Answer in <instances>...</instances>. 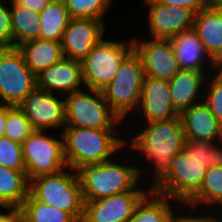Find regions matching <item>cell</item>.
I'll list each match as a JSON object with an SVG mask.
<instances>
[{"instance_id": "31", "label": "cell", "mask_w": 222, "mask_h": 222, "mask_svg": "<svg viewBox=\"0 0 222 222\" xmlns=\"http://www.w3.org/2000/svg\"><path fill=\"white\" fill-rule=\"evenodd\" d=\"M203 101L222 123V72H212L207 76Z\"/></svg>"}, {"instance_id": "32", "label": "cell", "mask_w": 222, "mask_h": 222, "mask_svg": "<svg viewBox=\"0 0 222 222\" xmlns=\"http://www.w3.org/2000/svg\"><path fill=\"white\" fill-rule=\"evenodd\" d=\"M183 150L198 161L206 164V169L219 165V142H203L186 139Z\"/></svg>"}, {"instance_id": "37", "label": "cell", "mask_w": 222, "mask_h": 222, "mask_svg": "<svg viewBox=\"0 0 222 222\" xmlns=\"http://www.w3.org/2000/svg\"><path fill=\"white\" fill-rule=\"evenodd\" d=\"M0 210V222H26L21 207L1 206Z\"/></svg>"}, {"instance_id": "18", "label": "cell", "mask_w": 222, "mask_h": 222, "mask_svg": "<svg viewBox=\"0 0 222 222\" xmlns=\"http://www.w3.org/2000/svg\"><path fill=\"white\" fill-rule=\"evenodd\" d=\"M179 116L186 139L218 142L222 138V123L212 114L204 101L192 105Z\"/></svg>"}, {"instance_id": "33", "label": "cell", "mask_w": 222, "mask_h": 222, "mask_svg": "<svg viewBox=\"0 0 222 222\" xmlns=\"http://www.w3.org/2000/svg\"><path fill=\"white\" fill-rule=\"evenodd\" d=\"M0 165L15 170L26 171L22 144L10 138L0 137Z\"/></svg>"}, {"instance_id": "25", "label": "cell", "mask_w": 222, "mask_h": 222, "mask_svg": "<svg viewBox=\"0 0 222 222\" xmlns=\"http://www.w3.org/2000/svg\"><path fill=\"white\" fill-rule=\"evenodd\" d=\"M7 1L10 2L13 47L38 39L41 29L39 13L28 7L17 5L13 0Z\"/></svg>"}, {"instance_id": "20", "label": "cell", "mask_w": 222, "mask_h": 222, "mask_svg": "<svg viewBox=\"0 0 222 222\" xmlns=\"http://www.w3.org/2000/svg\"><path fill=\"white\" fill-rule=\"evenodd\" d=\"M207 76L203 71L181 70L168 81L173 108L178 114L203 101Z\"/></svg>"}, {"instance_id": "3", "label": "cell", "mask_w": 222, "mask_h": 222, "mask_svg": "<svg viewBox=\"0 0 222 222\" xmlns=\"http://www.w3.org/2000/svg\"><path fill=\"white\" fill-rule=\"evenodd\" d=\"M122 153L121 157L117 154L108 161L87 165L77 170L84 201H96L104 197L131 191L141 181L145 184L144 180L140 178L138 166L135 165L134 158L136 157L129 153L128 157L130 158L131 155V161L134 162L128 163L129 158L126 159L127 162L126 160L124 162L121 158L124 157L125 153L123 151Z\"/></svg>"}, {"instance_id": "5", "label": "cell", "mask_w": 222, "mask_h": 222, "mask_svg": "<svg viewBox=\"0 0 222 222\" xmlns=\"http://www.w3.org/2000/svg\"><path fill=\"white\" fill-rule=\"evenodd\" d=\"M206 171V164L182 150L171 158L168 168L150 186L157 193L186 205L200 191Z\"/></svg>"}, {"instance_id": "2", "label": "cell", "mask_w": 222, "mask_h": 222, "mask_svg": "<svg viewBox=\"0 0 222 222\" xmlns=\"http://www.w3.org/2000/svg\"><path fill=\"white\" fill-rule=\"evenodd\" d=\"M126 139L119 129H90L65 127L62 133L64 158L68 167L79 170L87 165L108 161L126 148ZM120 132V133H119ZM120 135V136H119Z\"/></svg>"}, {"instance_id": "26", "label": "cell", "mask_w": 222, "mask_h": 222, "mask_svg": "<svg viewBox=\"0 0 222 222\" xmlns=\"http://www.w3.org/2000/svg\"><path fill=\"white\" fill-rule=\"evenodd\" d=\"M186 206L197 210L210 208L220 210L222 207V165H214L207 169L200 191Z\"/></svg>"}, {"instance_id": "14", "label": "cell", "mask_w": 222, "mask_h": 222, "mask_svg": "<svg viewBox=\"0 0 222 222\" xmlns=\"http://www.w3.org/2000/svg\"><path fill=\"white\" fill-rule=\"evenodd\" d=\"M149 9L147 38L171 39L176 34L193 28L196 12L186 7L165 6L156 0H143Z\"/></svg>"}, {"instance_id": "27", "label": "cell", "mask_w": 222, "mask_h": 222, "mask_svg": "<svg viewBox=\"0 0 222 222\" xmlns=\"http://www.w3.org/2000/svg\"><path fill=\"white\" fill-rule=\"evenodd\" d=\"M39 39L61 42L70 16L63 0H52L40 13Z\"/></svg>"}, {"instance_id": "19", "label": "cell", "mask_w": 222, "mask_h": 222, "mask_svg": "<svg viewBox=\"0 0 222 222\" xmlns=\"http://www.w3.org/2000/svg\"><path fill=\"white\" fill-rule=\"evenodd\" d=\"M170 41L182 70L203 71L208 75L213 72L211 57L193 28L176 34Z\"/></svg>"}, {"instance_id": "29", "label": "cell", "mask_w": 222, "mask_h": 222, "mask_svg": "<svg viewBox=\"0 0 222 222\" xmlns=\"http://www.w3.org/2000/svg\"><path fill=\"white\" fill-rule=\"evenodd\" d=\"M70 18L105 20L115 0H63Z\"/></svg>"}, {"instance_id": "9", "label": "cell", "mask_w": 222, "mask_h": 222, "mask_svg": "<svg viewBox=\"0 0 222 222\" xmlns=\"http://www.w3.org/2000/svg\"><path fill=\"white\" fill-rule=\"evenodd\" d=\"M48 131L34 130L22 143L23 160L28 181L66 169L62 133L60 139Z\"/></svg>"}, {"instance_id": "23", "label": "cell", "mask_w": 222, "mask_h": 222, "mask_svg": "<svg viewBox=\"0 0 222 222\" xmlns=\"http://www.w3.org/2000/svg\"><path fill=\"white\" fill-rule=\"evenodd\" d=\"M178 207L179 203L175 200L151 188L138 202L133 215L126 222H169Z\"/></svg>"}, {"instance_id": "30", "label": "cell", "mask_w": 222, "mask_h": 222, "mask_svg": "<svg viewBox=\"0 0 222 222\" xmlns=\"http://www.w3.org/2000/svg\"><path fill=\"white\" fill-rule=\"evenodd\" d=\"M34 131L25 113L18 106L7 105V121L4 136L22 144Z\"/></svg>"}, {"instance_id": "21", "label": "cell", "mask_w": 222, "mask_h": 222, "mask_svg": "<svg viewBox=\"0 0 222 222\" xmlns=\"http://www.w3.org/2000/svg\"><path fill=\"white\" fill-rule=\"evenodd\" d=\"M17 48L36 76L64 58L61 42L38 38L21 43Z\"/></svg>"}, {"instance_id": "13", "label": "cell", "mask_w": 222, "mask_h": 222, "mask_svg": "<svg viewBox=\"0 0 222 222\" xmlns=\"http://www.w3.org/2000/svg\"><path fill=\"white\" fill-rule=\"evenodd\" d=\"M133 37L134 51L141 58L145 76L170 81L182 69L170 39Z\"/></svg>"}, {"instance_id": "34", "label": "cell", "mask_w": 222, "mask_h": 222, "mask_svg": "<svg viewBox=\"0 0 222 222\" xmlns=\"http://www.w3.org/2000/svg\"><path fill=\"white\" fill-rule=\"evenodd\" d=\"M181 207L183 208L182 210ZM187 207V209H185ZM180 208V209H179ZM179 210V211H178ZM177 212H174L169 222H222V214L218 210H198L186 205L179 206ZM187 212H186V211ZM193 210V211H192ZM185 211V212H183ZM205 211V214H203ZM207 211V212H206ZM213 211V212H212ZM183 212V213H182ZM198 212V214H196ZM210 212V213H208ZM182 213V214H181ZM191 213V214H190ZM215 214V215H213Z\"/></svg>"}, {"instance_id": "4", "label": "cell", "mask_w": 222, "mask_h": 222, "mask_svg": "<svg viewBox=\"0 0 222 222\" xmlns=\"http://www.w3.org/2000/svg\"><path fill=\"white\" fill-rule=\"evenodd\" d=\"M29 194L48 206L69 212L81 222L85 201L78 173L71 167L57 174L43 175L30 180Z\"/></svg>"}, {"instance_id": "11", "label": "cell", "mask_w": 222, "mask_h": 222, "mask_svg": "<svg viewBox=\"0 0 222 222\" xmlns=\"http://www.w3.org/2000/svg\"><path fill=\"white\" fill-rule=\"evenodd\" d=\"M17 106L25 113L34 130L61 131L65 128V99L62 95L36 87Z\"/></svg>"}, {"instance_id": "28", "label": "cell", "mask_w": 222, "mask_h": 222, "mask_svg": "<svg viewBox=\"0 0 222 222\" xmlns=\"http://www.w3.org/2000/svg\"><path fill=\"white\" fill-rule=\"evenodd\" d=\"M26 222H78L69 212L48 206L30 194L21 206Z\"/></svg>"}, {"instance_id": "35", "label": "cell", "mask_w": 222, "mask_h": 222, "mask_svg": "<svg viewBox=\"0 0 222 222\" xmlns=\"http://www.w3.org/2000/svg\"><path fill=\"white\" fill-rule=\"evenodd\" d=\"M0 0V48L13 47L10 3Z\"/></svg>"}, {"instance_id": "16", "label": "cell", "mask_w": 222, "mask_h": 222, "mask_svg": "<svg viewBox=\"0 0 222 222\" xmlns=\"http://www.w3.org/2000/svg\"><path fill=\"white\" fill-rule=\"evenodd\" d=\"M133 114L136 117H131L140 119L141 123L177 118L179 114L173 108L168 81L145 76L140 102Z\"/></svg>"}, {"instance_id": "40", "label": "cell", "mask_w": 222, "mask_h": 222, "mask_svg": "<svg viewBox=\"0 0 222 222\" xmlns=\"http://www.w3.org/2000/svg\"><path fill=\"white\" fill-rule=\"evenodd\" d=\"M7 121V105L0 104V137L4 136Z\"/></svg>"}, {"instance_id": "22", "label": "cell", "mask_w": 222, "mask_h": 222, "mask_svg": "<svg viewBox=\"0 0 222 222\" xmlns=\"http://www.w3.org/2000/svg\"><path fill=\"white\" fill-rule=\"evenodd\" d=\"M193 29L212 57L222 45V9L210 4L196 13Z\"/></svg>"}, {"instance_id": "6", "label": "cell", "mask_w": 222, "mask_h": 222, "mask_svg": "<svg viewBox=\"0 0 222 222\" xmlns=\"http://www.w3.org/2000/svg\"><path fill=\"white\" fill-rule=\"evenodd\" d=\"M144 78L141 58L133 50L123 60L113 80L102 90L109 107L122 121H127L126 126L139 105Z\"/></svg>"}, {"instance_id": "38", "label": "cell", "mask_w": 222, "mask_h": 222, "mask_svg": "<svg viewBox=\"0 0 222 222\" xmlns=\"http://www.w3.org/2000/svg\"><path fill=\"white\" fill-rule=\"evenodd\" d=\"M17 5L28 7L40 13L52 0H13Z\"/></svg>"}, {"instance_id": "42", "label": "cell", "mask_w": 222, "mask_h": 222, "mask_svg": "<svg viewBox=\"0 0 222 222\" xmlns=\"http://www.w3.org/2000/svg\"><path fill=\"white\" fill-rule=\"evenodd\" d=\"M208 1L210 2V4H217L221 0H208Z\"/></svg>"}, {"instance_id": "39", "label": "cell", "mask_w": 222, "mask_h": 222, "mask_svg": "<svg viewBox=\"0 0 222 222\" xmlns=\"http://www.w3.org/2000/svg\"><path fill=\"white\" fill-rule=\"evenodd\" d=\"M211 68L213 72H222V45L211 57Z\"/></svg>"}, {"instance_id": "1", "label": "cell", "mask_w": 222, "mask_h": 222, "mask_svg": "<svg viewBox=\"0 0 222 222\" xmlns=\"http://www.w3.org/2000/svg\"><path fill=\"white\" fill-rule=\"evenodd\" d=\"M137 122L138 120L134 122V126H130L132 129L137 125L133 130L137 133H131L129 141L126 140L125 150L130 148L131 152L139 153L137 165L141 158L142 162L145 161L144 164L146 163L147 166L144 167L141 162V165H138V172L141 180L145 178V184L150 185L168 168L171 158L183 150L186 137L180 116L170 120L144 123L145 125ZM144 175L149 176L152 182Z\"/></svg>"}, {"instance_id": "43", "label": "cell", "mask_w": 222, "mask_h": 222, "mask_svg": "<svg viewBox=\"0 0 222 222\" xmlns=\"http://www.w3.org/2000/svg\"><path fill=\"white\" fill-rule=\"evenodd\" d=\"M217 5L222 9V0L217 3Z\"/></svg>"}, {"instance_id": "15", "label": "cell", "mask_w": 222, "mask_h": 222, "mask_svg": "<svg viewBox=\"0 0 222 222\" xmlns=\"http://www.w3.org/2000/svg\"><path fill=\"white\" fill-rule=\"evenodd\" d=\"M104 22L98 19L70 18L61 40L64 58L80 62L86 58L105 37L107 26Z\"/></svg>"}, {"instance_id": "36", "label": "cell", "mask_w": 222, "mask_h": 222, "mask_svg": "<svg viewBox=\"0 0 222 222\" xmlns=\"http://www.w3.org/2000/svg\"><path fill=\"white\" fill-rule=\"evenodd\" d=\"M165 6L186 7L198 13L199 11L210 5L208 0H156Z\"/></svg>"}, {"instance_id": "7", "label": "cell", "mask_w": 222, "mask_h": 222, "mask_svg": "<svg viewBox=\"0 0 222 222\" xmlns=\"http://www.w3.org/2000/svg\"><path fill=\"white\" fill-rule=\"evenodd\" d=\"M84 89L64 96L65 127L119 129L124 126L125 128L124 121L111 110L102 91Z\"/></svg>"}, {"instance_id": "12", "label": "cell", "mask_w": 222, "mask_h": 222, "mask_svg": "<svg viewBox=\"0 0 222 222\" xmlns=\"http://www.w3.org/2000/svg\"><path fill=\"white\" fill-rule=\"evenodd\" d=\"M142 185L140 182L131 191L85 201L81 222H126L133 215L138 202L151 189L148 184L146 188Z\"/></svg>"}, {"instance_id": "10", "label": "cell", "mask_w": 222, "mask_h": 222, "mask_svg": "<svg viewBox=\"0 0 222 222\" xmlns=\"http://www.w3.org/2000/svg\"><path fill=\"white\" fill-rule=\"evenodd\" d=\"M37 87L36 75L17 47L0 48V104L17 106Z\"/></svg>"}, {"instance_id": "24", "label": "cell", "mask_w": 222, "mask_h": 222, "mask_svg": "<svg viewBox=\"0 0 222 222\" xmlns=\"http://www.w3.org/2000/svg\"><path fill=\"white\" fill-rule=\"evenodd\" d=\"M28 194L26 171L0 165V207H21Z\"/></svg>"}, {"instance_id": "41", "label": "cell", "mask_w": 222, "mask_h": 222, "mask_svg": "<svg viewBox=\"0 0 222 222\" xmlns=\"http://www.w3.org/2000/svg\"><path fill=\"white\" fill-rule=\"evenodd\" d=\"M218 142H219L218 161L219 165H222V138Z\"/></svg>"}, {"instance_id": "17", "label": "cell", "mask_w": 222, "mask_h": 222, "mask_svg": "<svg viewBox=\"0 0 222 222\" xmlns=\"http://www.w3.org/2000/svg\"><path fill=\"white\" fill-rule=\"evenodd\" d=\"M37 88L66 96L83 90L81 62L63 58L36 76ZM83 86V88H82Z\"/></svg>"}, {"instance_id": "8", "label": "cell", "mask_w": 222, "mask_h": 222, "mask_svg": "<svg viewBox=\"0 0 222 222\" xmlns=\"http://www.w3.org/2000/svg\"><path fill=\"white\" fill-rule=\"evenodd\" d=\"M102 38L81 61L84 88L102 91L114 78L123 60L134 50L133 39Z\"/></svg>"}]
</instances>
